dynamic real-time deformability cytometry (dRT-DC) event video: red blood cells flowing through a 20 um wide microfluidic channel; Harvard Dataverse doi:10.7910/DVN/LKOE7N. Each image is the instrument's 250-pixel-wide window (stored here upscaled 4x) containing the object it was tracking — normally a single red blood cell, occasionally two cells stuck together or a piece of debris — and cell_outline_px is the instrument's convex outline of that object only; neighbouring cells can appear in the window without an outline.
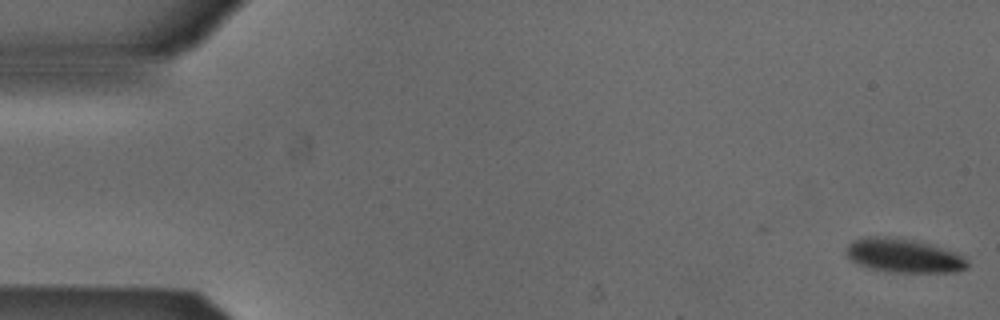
{"species": "Egyptian fruit bat (a non-hibernating species)", "species_latin": "Rousettus aegyptiacus", "temperature_condition": "cold", "stored_images_in_passage": 4, "camera_frame_rate_fps": 3000, "um_per_image_px": 0.085, "animal": {"sex": "male"}, "frame": {"image": 1, "passage_image": 1, "time_ms": 0.0, "image_size_px": [1000, 320], "cell_outline_px": [[968, 268], [956, 272], [884, 272], [868, 268], [856, 264], [848, 256], [848, 244], [856, 240], [876, 236], [908, 240], [928, 244], [952, 252], [968, 260]], "centroid_in_image_um": [76.81, 21.78], "position_along_channel_um": 8.2, "area_um2": 23.24}}